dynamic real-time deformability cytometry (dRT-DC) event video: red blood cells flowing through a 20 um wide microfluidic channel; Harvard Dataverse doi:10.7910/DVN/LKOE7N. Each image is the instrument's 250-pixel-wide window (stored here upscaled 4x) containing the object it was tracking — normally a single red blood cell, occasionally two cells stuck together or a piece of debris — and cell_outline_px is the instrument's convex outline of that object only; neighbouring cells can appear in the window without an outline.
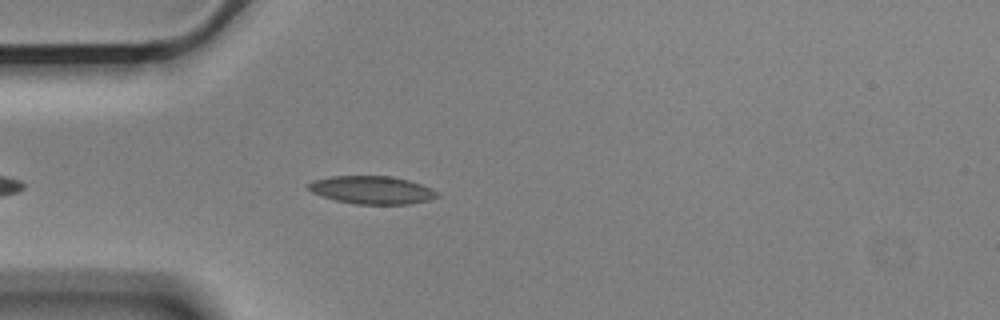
{"species": "Egyptian fruit bat (a non-hibernating species)", "species_latin": "Rousettus aegyptiacus", "temperature_condition": "cold", "stored_images_in_passage": 30, "camera_frame_rate_fps": 3000, "um_per_image_px": 0.085, "animal": {"sex": "male"}, "frame": {"image": 1, "passage_image": 6, "time_ms": 1.667, "image_size_px": [1000, 320], "cell_outline_px": [[440, 196], [428, 200], [408, 204], [356, 204], [336, 200], [312, 192], [308, 188], [308, 184], [312, 180], [332, 176], [392, 176], [408, 180], [432, 188], [440, 192]], "centroid_in_image_um": [31.65, 16.14], "position_along_channel_um": 53.4, "area_um2": 20.92}}
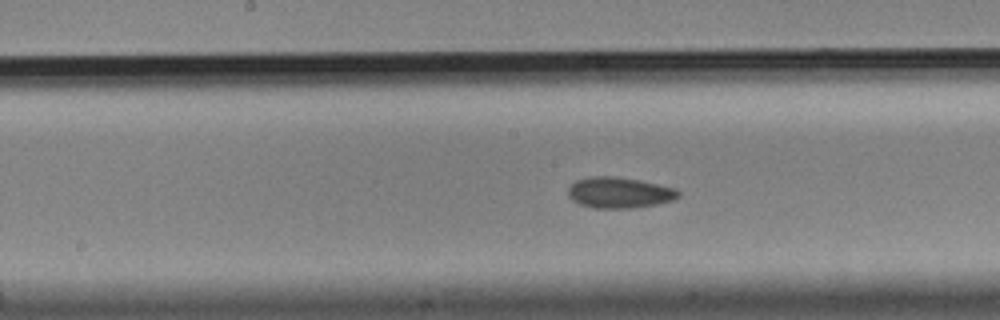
{"frame": {"image": 2, "passage_image": 15, "time_ms": 4.667, "image_size_px": [1000, 320], "cell_outline_px": [[680, 196], [676, 200], [656, 204], [632, 208], [596, 208], [580, 204], [572, 200], [568, 196], [568, 188], [576, 180], [588, 176], [616, 176], [640, 180], [676, 188], [680, 192]], "centroid_in_image_um": [52.66, 16.36], "position_along_channel_um": 195.5, "area_um2": 20.06}}
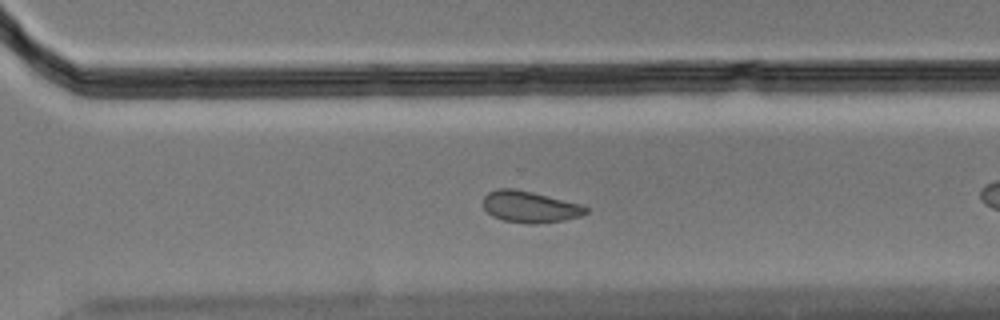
{"frame": {"image": 3, "passage_image": 26, "time_ms": 8.333, "image_size_px": [1000, 320], "cell_outline_px": [[588, 212], [580, 216], [564, 220], [536, 224], [528, 224], [504, 220], [492, 216], [484, 208], [484, 196], [488, 192], [496, 188], [512, 188], [532, 192], [580, 204], [588, 208]], "centroid_in_image_um": [45.02, 17.58], "position_along_channel_um": 325.6, "area_um2": 18.73}, "authors_computed_cell_mechanics": {"area_um2": 19.3052, "velocity_mm_per_s": 3.5519, "shape_relaxation_time_tau1_ms": 7.1539, "shape_relaxation_time_tau2_ms": 2.6646, "deformation_change_tau1": 0.071, "deformation_change_tau2": 0.047}}